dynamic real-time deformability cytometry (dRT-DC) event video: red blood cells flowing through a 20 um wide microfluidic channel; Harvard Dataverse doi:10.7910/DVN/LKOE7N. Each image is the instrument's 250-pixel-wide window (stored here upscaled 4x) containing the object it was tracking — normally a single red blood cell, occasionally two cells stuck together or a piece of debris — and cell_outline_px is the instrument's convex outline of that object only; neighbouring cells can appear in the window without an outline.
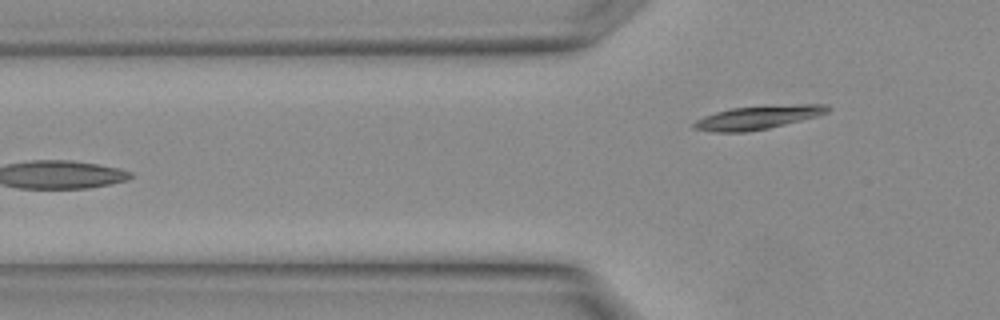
{"species": "Egyptian fruit bat (a non-hibernating species)", "species_latin": "Rousettus aegyptiacus", "temperature_condition": "warm", "stored_images_in_passage": 13, "camera_frame_rate_fps": 3000, "um_per_image_px": 0.085, "animal": {"sex": "female"}, "frame": {"image": 1, "passage_image": 13, "time_ms": 4.0, "image_size_px": [1000, 320], "cell_outline_px": [[832, 108], [828, 112], [816, 116], [768, 128], [744, 132], [712, 132], [692, 128], [692, 124], [696, 120], [704, 116], [716, 112], [732, 108], [764, 104], [828, 104]], "centroid_in_image_um": [64.42, 9.95], "position_along_channel_um": 61.4, "area_um2": 18.61}}